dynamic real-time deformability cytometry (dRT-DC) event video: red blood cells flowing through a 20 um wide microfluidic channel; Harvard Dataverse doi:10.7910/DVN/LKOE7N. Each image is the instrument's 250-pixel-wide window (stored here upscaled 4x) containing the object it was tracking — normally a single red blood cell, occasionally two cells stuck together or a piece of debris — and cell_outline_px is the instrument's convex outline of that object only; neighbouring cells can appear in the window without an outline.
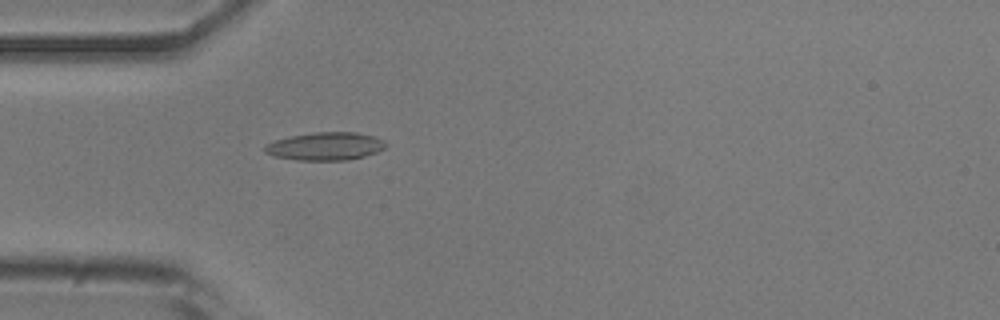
{"species": "common noctule bat (a hibernating species)", "species_latin": "Nyctalus noctula", "temperature_condition": "room temperature", "stored_images_in_passage": 40, "camera_frame_rate_fps": 3000, "um_per_image_px": 0.085, "animal": {"sex": "male", "body_mass_g": 20.5, "forearm_length_mm": 52.5}, "frame": {"image": 1, "passage_image": 8, "time_ms": 2.333, "image_size_px": [1000, 320], "cell_outline_px": [[388, 144], [384, 148], [376, 152], [364, 156], [348, 160], [296, 160], [276, 156], [264, 152], [264, 144], [288, 136], [312, 132], [356, 132], [376, 136], [384, 140]], "centroid_in_image_um": [27.66, 12.42], "position_along_channel_um": 57.3, "area_um2": 19.88}}
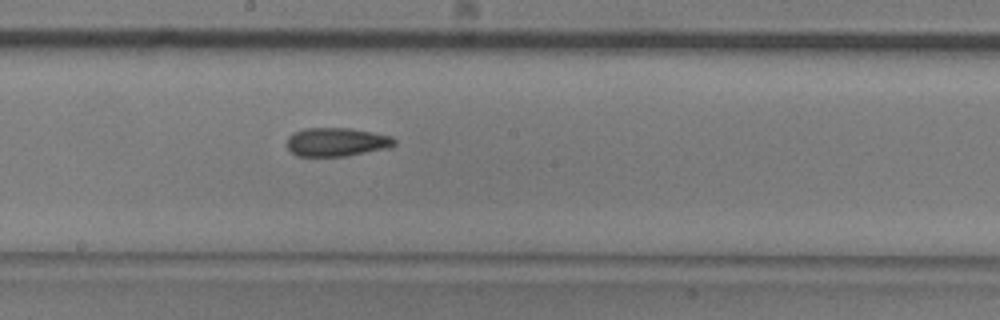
{"frame": {"image": 2, "passage_image": 21, "time_ms": 6.667, "image_size_px": [1000, 320], "cell_outline_px": [[396, 144], [392, 148], [348, 156], [296, 156], [288, 152], [288, 136], [292, 132], [304, 128], [352, 128], [392, 136], [396, 140]], "centroid_in_image_um": [28.63, 12.08], "position_along_channel_um": 219.6, "area_um2": 18.38}}
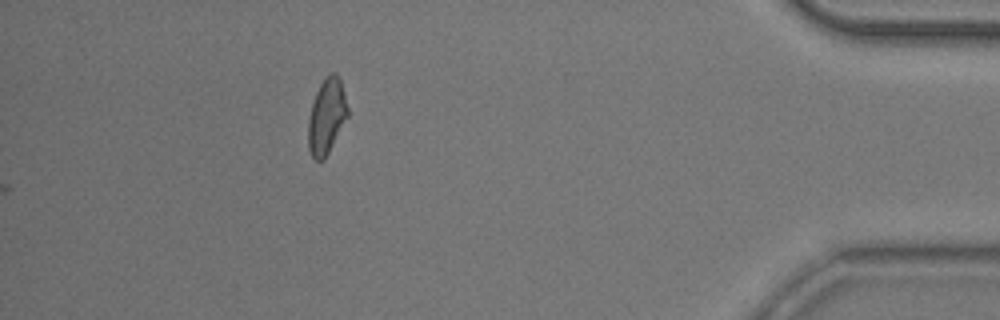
{"frame": {"image": 3, "passage_image": 40, "time_ms": 13.0, "image_size_px": [1000, 320], "cell_outline_px": [[348, 116], [324, 160], [316, 160], [312, 156], [308, 148], [308, 120], [312, 104], [316, 92], [324, 76], [328, 72], [336, 72], [340, 76], [348, 108]], "centroid_in_image_um": [27.77, 9.83], "position_along_channel_um": 407.4, "area_um2": 17.46}, "authors_computed_cell_mechanics": {"area_um2": 18.3226, "velocity_mm_per_s": 3.789, "shape_relaxation_time_tau1_ms": 6.6194, "shape_relaxation_time_tau2_ms": 5.7553, "deformation_change_tau1": 0.1169, "deformation_change_tau2": 0.1596}}